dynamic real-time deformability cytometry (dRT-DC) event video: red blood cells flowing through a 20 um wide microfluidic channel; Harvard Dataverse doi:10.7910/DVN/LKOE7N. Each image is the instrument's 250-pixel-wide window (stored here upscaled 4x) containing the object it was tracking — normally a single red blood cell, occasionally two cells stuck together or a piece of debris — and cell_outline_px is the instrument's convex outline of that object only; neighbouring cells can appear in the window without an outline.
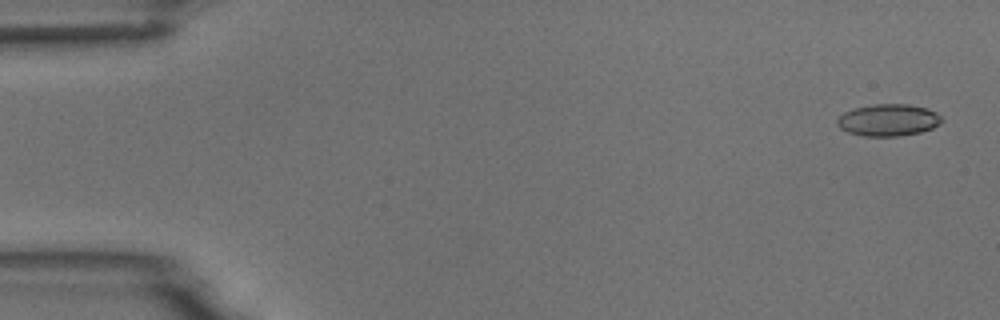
{"species": "common noctule bat (a hibernating species)", "species_latin": "Nyctalus noctula", "temperature_condition": "room temperature", "stored_images_in_passage": 5, "camera_frame_rate_fps": 3000, "um_per_image_px": 0.085, "animal": {"sex": "male", "body_mass_g": 18.8}, "frame": {"image": 1, "passage_image": 1, "time_ms": 0.0, "image_size_px": [1000, 320], "cell_outline_px": [[944, 120], [940, 124], [932, 128], [920, 132], [900, 136], [864, 136], [848, 132], [840, 128], [836, 124], [836, 120], [844, 112], [852, 108], [872, 104], [908, 104], [928, 108], [936, 112]], "centroid_in_image_um": [75.5, 10.2], "position_along_channel_um": 9.5, "area_um2": 19.65}}
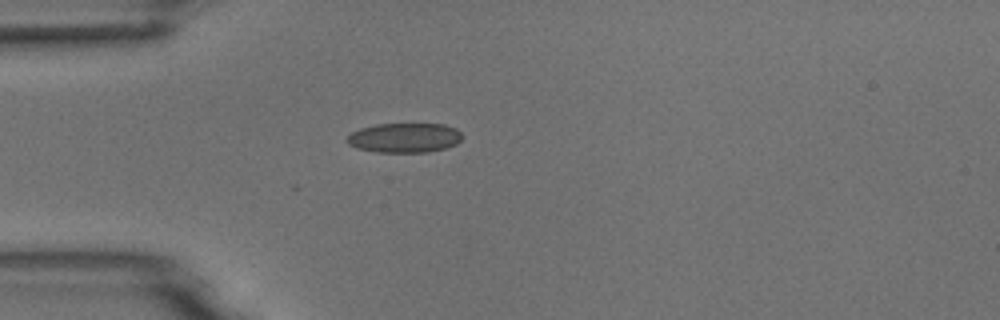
{"frame": {"image": 2, "passage_image": 4, "time_ms": 4.333, "image_size_px": [1000, 320], "cell_outline_px": [[464, 136], [456, 144], [444, 148], [428, 152], [376, 152], [356, 148], [348, 144], [344, 140], [352, 132], [360, 128], [376, 124], [444, 124], [456, 128]], "centroid_in_image_um": [34.36, 11.71], "position_along_channel_um": 50.6, "area_um2": 20.0}}